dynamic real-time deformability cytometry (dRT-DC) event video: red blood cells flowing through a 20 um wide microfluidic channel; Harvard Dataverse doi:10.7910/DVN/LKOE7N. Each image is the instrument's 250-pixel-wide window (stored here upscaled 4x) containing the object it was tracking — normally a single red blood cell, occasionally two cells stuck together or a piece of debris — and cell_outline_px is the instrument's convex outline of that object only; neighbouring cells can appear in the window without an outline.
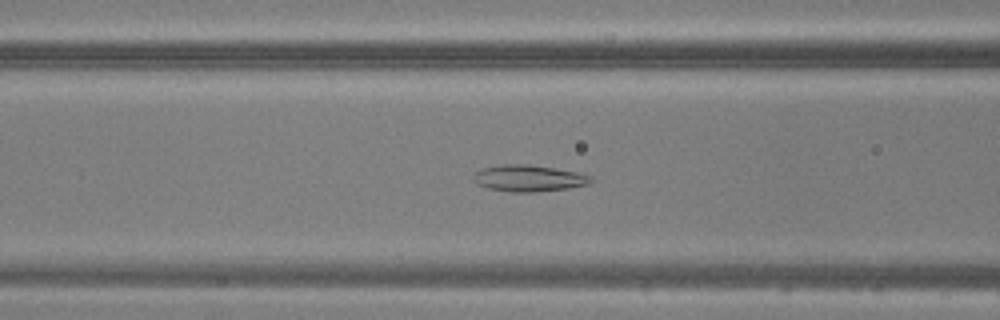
{"species": "common noctule bat (a hibernating species)", "species_latin": "Nyctalus noctula", "temperature_condition": "warm", "stored_images_in_passage": 32, "camera_frame_rate_fps": 3000, "um_per_image_px": 0.085, "animal": {"sex": "male", "body_mass_g": 20.5, "forearm_length_mm": 52.5}, "frame": {"image": 1, "passage_image": 4, "time_ms": 1.0, "image_size_px": [1000, 320], "cell_outline_px": [[596, 180], [588, 184], [568, 188], [536, 192], [512, 192], [488, 188], [476, 184], [472, 180], [472, 176], [476, 172], [484, 168], [500, 164], [524, 164], [552, 168], [576, 172], [592, 176]], "centroid_in_image_um": [44.93, 15.16], "position_along_channel_um": 121.7, "area_um2": 18.15}}
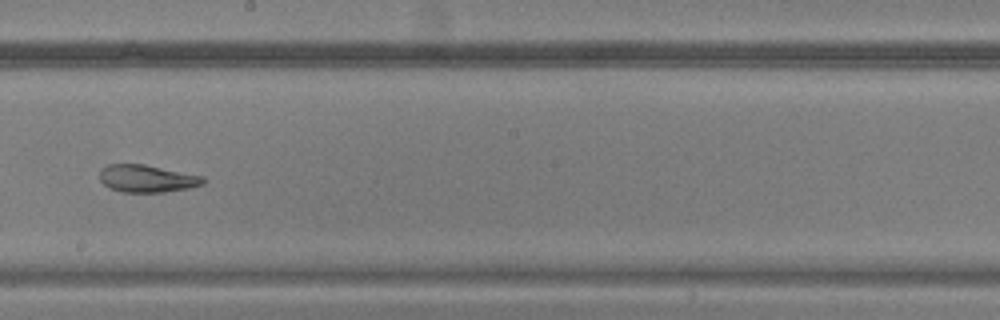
{"frame": {"image": 2, "passage_image": 12, "time_ms": 3.667, "image_size_px": [1000, 320], "cell_outline_px": [[208, 180], [204, 184], [188, 188], [164, 192], [120, 192], [108, 188], [100, 180], [100, 168], [108, 164], [144, 164], [204, 176]], "centroid_in_image_um": [12.5, 15.18], "position_along_channel_um": 235.7, "area_um2": 16.76}}
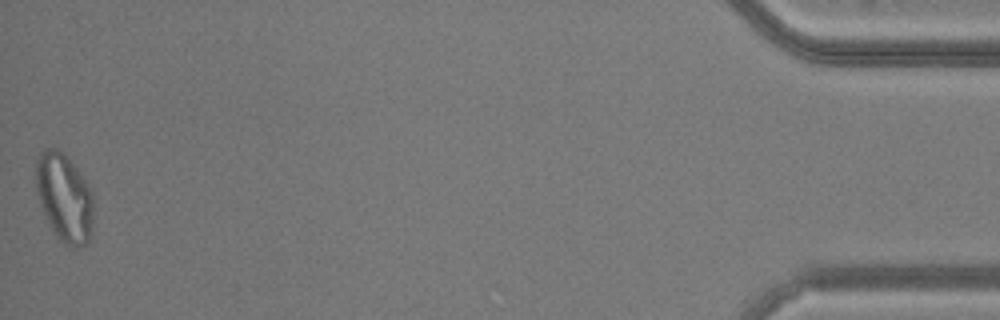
{"frame": {"image": 3, "passage_image": 32, "time_ms": 10.333, "image_size_px": [1000, 320], "cell_outline_px": [[92, 232], [88, 240], [80, 248], [76, 248], [64, 244], [56, 236], [48, 224], [40, 204], [36, 192], [36, 160], [40, 152], [44, 148], [56, 148], [76, 168], [92, 192]], "centroid_in_image_um": [5.44, 16.83], "position_along_channel_um": 429.8, "area_um2": 29.36}}